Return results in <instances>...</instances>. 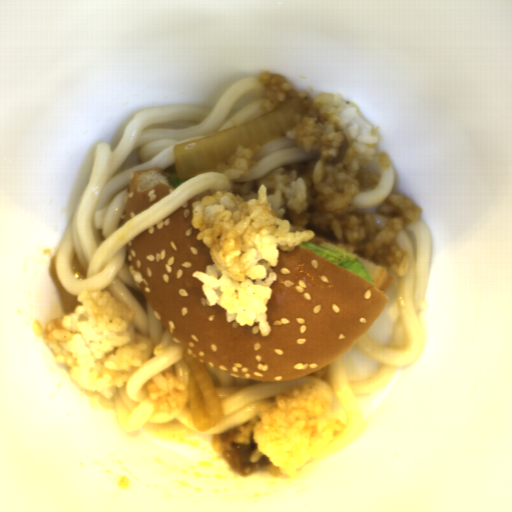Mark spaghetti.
I'll return each instance as SVG.
<instances>
[{"instance_id": "c7327b10", "label": "spaghetti", "mask_w": 512, "mask_h": 512, "mask_svg": "<svg viewBox=\"0 0 512 512\" xmlns=\"http://www.w3.org/2000/svg\"><path fill=\"white\" fill-rule=\"evenodd\" d=\"M268 87L259 77H246L230 86L213 104L155 106L137 112L127 123L114 149L98 142L76 209L66 224L56 250L54 269L61 288L75 294L108 291L116 302L135 312L130 323L136 339L147 347L141 366L132 369L123 387L111 398L125 436L138 433L180 432L215 436L237 431L257 418L258 404L275 405L274 397L287 396L298 387H317L329 403L333 420L343 431L300 465L296 477L358 434L363 411L355 396L378 391L396 370L407 368L424 355L423 320L434 245L425 218L406 223L395 239L410 259L408 273L395 274L386 301L376 319L339 357L294 379L268 382L238 378L204 364L222 406V421L212 429H194L190 401L184 410H154L145 383L155 375L173 373L190 390L184 352L157 316L136 283L126 261L130 241L178 206L205 191L232 192L234 184L261 179L273 170L320 160V151L304 152L286 137L260 146L251 158L250 176L229 180L218 171L200 173L174 188L155 205L124 221L128 192L137 172L176 171L173 146L221 130L243 125L265 115L261 107Z\"/></svg>"}, {"instance_id": "8bdb9b5d", "label": "spaghetti", "mask_w": 512, "mask_h": 512, "mask_svg": "<svg viewBox=\"0 0 512 512\" xmlns=\"http://www.w3.org/2000/svg\"><path fill=\"white\" fill-rule=\"evenodd\" d=\"M381 173L380 180L374 189L361 187L360 192L356 194L346 212L359 214L371 213L374 222L381 214H376L378 209L389 199L395 184L397 170L391 158L384 152L378 153Z\"/></svg>"}, {"instance_id": "4aaf3555", "label": "spaghetti", "mask_w": 512, "mask_h": 512, "mask_svg": "<svg viewBox=\"0 0 512 512\" xmlns=\"http://www.w3.org/2000/svg\"><path fill=\"white\" fill-rule=\"evenodd\" d=\"M390 218L386 217L385 215H379L377 219L374 221V226L378 232V234L385 228V226L388 224Z\"/></svg>"}]
</instances>
